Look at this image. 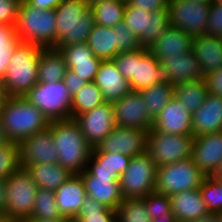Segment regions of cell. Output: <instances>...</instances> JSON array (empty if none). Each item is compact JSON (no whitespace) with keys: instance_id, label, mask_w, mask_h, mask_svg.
Here are the masks:
<instances>
[{"instance_id":"6da1fadb","label":"cell","mask_w":222,"mask_h":222,"mask_svg":"<svg viewBox=\"0 0 222 222\" xmlns=\"http://www.w3.org/2000/svg\"><path fill=\"white\" fill-rule=\"evenodd\" d=\"M58 164L72 174L82 173L90 158L92 147L85 140L74 119L50 121Z\"/></svg>"},{"instance_id":"7a4b0ae2","label":"cell","mask_w":222,"mask_h":222,"mask_svg":"<svg viewBox=\"0 0 222 222\" xmlns=\"http://www.w3.org/2000/svg\"><path fill=\"white\" fill-rule=\"evenodd\" d=\"M0 118L8 140L15 143L50 125L48 118L25 97H9L0 109Z\"/></svg>"},{"instance_id":"3957f363","label":"cell","mask_w":222,"mask_h":222,"mask_svg":"<svg viewBox=\"0 0 222 222\" xmlns=\"http://www.w3.org/2000/svg\"><path fill=\"white\" fill-rule=\"evenodd\" d=\"M56 12V46L87 43L95 25L87 0H63Z\"/></svg>"},{"instance_id":"277c9868","label":"cell","mask_w":222,"mask_h":222,"mask_svg":"<svg viewBox=\"0 0 222 222\" xmlns=\"http://www.w3.org/2000/svg\"><path fill=\"white\" fill-rule=\"evenodd\" d=\"M43 47L20 42L9 61L3 85L9 97H24L38 83V65Z\"/></svg>"},{"instance_id":"5b68a950","label":"cell","mask_w":222,"mask_h":222,"mask_svg":"<svg viewBox=\"0 0 222 222\" xmlns=\"http://www.w3.org/2000/svg\"><path fill=\"white\" fill-rule=\"evenodd\" d=\"M113 61L122 76L130 82L132 91L166 81L160 61L146 47L121 52Z\"/></svg>"},{"instance_id":"8992f818","label":"cell","mask_w":222,"mask_h":222,"mask_svg":"<svg viewBox=\"0 0 222 222\" xmlns=\"http://www.w3.org/2000/svg\"><path fill=\"white\" fill-rule=\"evenodd\" d=\"M15 32L21 42L33 43L43 48H55V9L40 10L29 5L25 0H21Z\"/></svg>"},{"instance_id":"52a82bcc","label":"cell","mask_w":222,"mask_h":222,"mask_svg":"<svg viewBox=\"0 0 222 222\" xmlns=\"http://www.w3.org/2000/svg\"><path fill=\"white\" fill-rule=\"evenodd\" d=\"M38 188L27 169L20 167L6 179L4 214L18 222L31 218Z\"/></svg>"},{"instance_id":"ba28073f","label":"cell","mask_w":222,"mask_h":222,"mask_svg":"<svg viewBox=\"0 0 222 222\" xmlns=\"http://www.w3.org/2000/svg\"><path fill=\"white\" fill-rule=\"evenodd\" d=\"M24 97L49 121L71 119L72 96L63 81L38 82Z\"/></svg>"},{"instance_id":"9c48e42d","label":"cell","mask_w":222,"mask_h":222,"mask_svg":"<svg viewBox=\"0 0 222 222\" xmlns=\"http://www.w3.org/2000/svg\"><path fill=\"white\" fill-rule=\"evenodd\" d=\"M206 175L195 165L192 158L159 166L155 192L171 196L178 192L200 188Z\"/></svg>"},{"instance_id":"30bf717a","label":"cell","mask_w":222,"mask_h":222,"mask_svg":"<svg viewBox=\"0 0 222 222\" xmlns=\"http://www.w3.org/2000/svg\"><path fill=\"white\" fill-rule=\"evenodd\" d=\"M157 168L147 151L133 156L119 180L123 198H144L154 192Z\"/></svg>"},{"instance_id":"8fae6325","label":"cell","mask_w":222,"mask_h":222,"mask_svg":"<svg viewBox=\"0 0 222 222\" xmlns=\"http://www.w3.org/2000/svg\"><path fill=\"white\" fill-rule=\"evenodd\" d=\"M193 135H173L153 128L147 134L146 151L157 167L191 157Z\"/></svg>"},{"instance_id":"7c38bea8","label":"cell","mask_w":222,"mask_h":222,"mask_svg":"<svg viewBox=\"0 0 222 222\" xmlns=\"http://www.w3.org/2000/svg\"><path fill=\"white\" fill-rule=\"evenodd\" d=\"M210 7L209 4L193 0H169V25L193 37L205 34Z\"/></svg>"},{"instance_id":"4fadbf2b","label":"cell","mask_w":222,"mask_h":222,"mask_svg":"<svg viewBox=\"0 0 222 222\" xmlns=\"http://www.w3.org/2000/svg\"><path fill=\"white\" fill-rule=\"evenodd\" d=\"M112 104L116 126L136 128L147 132L152 129L154 119L150 116L139 91H131Z\"/></svg>"},{"instance_id":"5bb4252c","label":"cell","mask_w":222,"mask_h":222,"mask_svg":"<svg viewBox=\"0 0 222 222\" xmlns=\"http://www.w3.org/2000/svg\"><path fill=\"white\" fill-rule=\"evenodd\" d=\"M74 120L92 148L96 147L116 127L113 104L109 102L76 116Z\"/></svg>"},{"instance_id":"9a60e30c","label":"cell","mask_w":222,"mask_h":222,"mask_svg":"<svg viewBox=\"0 0 222 222\" xmlns=\"http://www.w3.org/2000/svg\"><path fill=\"white\" fill-rule=\"evenodd\" d=\"M147 134L146 130L116 126L95 148L133 157L146 151Z\"/></svg>"},{"instance_id":"2e32d148","label":"cell","mask_w":222,"mask_h":222,"mask_svg":"<svg viewBox=\"0 0 222 222\" xmlns=\"http://www.w3.org/2000/svg\"><path fill=\"white\" fill-rule=\"evenodd\" d=\"M20 165L26 169L29 165L40 163H58V153L54 147L51 126L35 133L19 143Z\"/></svg>"},{"instance_id":"e0dca14e","label":"cell","mask_w":222,"mask_h":222,"mask_svg":"<svg viewBox=\"0 0 222 222\" xmlns=\"http://www.w3.org/2000/svg\"><path fill=\"white\" fill-rule=\"evenodd\" d=\"M191 158L206 176H212L222 162V131L194 138Z\"/></svg>"},{"instance_id":"ac0fdd59","label":"cell","mask_w":222,"mask_h":222,"mask_svg":"<svg viewBox=\"0 0 222 222\" xmlns=\"http://www.w3.org/2000/svg\"><path fill=\"white\" fill-rule=\"evenodd\" d=\"M152 128L173 135H192V115L173 97L156 116Z\"/></svg>"},{"instance_id":"d6986e66","label":"cell","mask_w":222,"mask_h":222,"mask_svg":"<svg viewBox=\"0 0 222 222\" xmlns=\"http://www.w3.org/2000/svg\"><path fill=\"white\" fill-rule=\"evenodd\" d=\"M63 54L67 69L87 82H93L99 70L101 59L97 58L87 43L56 46Z\"/></svg>"},{"instance_id":"ffe728a7","label":"cell","mask_w":222,"mask_h":222,"mask_svg":"<svg viewBox=\"0 0 222 222\" xmlns=\"http://www.w3.org/2000/svg\"><path fill=\"white\" fill-rule=\"evenodd\" d=\"M83 180L87 197L104 203L107 207L117 209L124 200L121 193L120 177H95L86 169L79 174Z\"/></svg>"},{"instance_id":"44dd1931","label":"cell","mask_w":222,"mask_h":222,"mask_svg":"<svg viewBox=\"0 0 222 222\" xmlns=\"http://www.w3.org/2000/svg\"><path fill=\"white\" fill-rule=\"evenodd\" d=\"M161 67L166 81L172 85L205 77L199 61L192 50L178 56L165 58L161 62Z\"/></svg>"},{"instance_id":"7402d4cb","label":"cell","mask_w":222,"mask_h":222,"mask_svg":"<svg viewBox=\"0 0 222 222\" xmlns=\"http://www.w3.org/2000/svg\"><path fill=\"white\" fill-rule=\"evenodd\" d=\"M93 82L100 88L105 102L109 103L132 91L130 82L122 76L113 60L101 62Z\"/></svg>"},{"instance_id":"603a6c76","label":"cell","mask_w":222,"mask_h":222,"mask_svg":"<svg viewBox=\"0 0 222 222\" xmlns=\"http://www.w3.org/2000/svg\"><path fill=\"white\" fill-rule=\"evenodd\" d=\"M222 131V97L207 94L203 104L192 115L194 137Z\"/></svg>"},{"instance_id":"cb8c5ba5","label":"cell","mask_w":222,"mask_h":222,"mask_svg":"<svg viewBox=\"0 0 222 222\" xmlns=\"http://www.w3.org/2000/svg\"><path fill=\"white\" fill-rule=\"evenodd\" d=\"M54 194L61 215L72 220L77 217L87 198V192L79 174H73Z\"/></svg>"},{"instance_id":"d4e9b609","label":"cell","mask_w":222,"mask_h":222,"mask_svg":"<svg viewBox=\"0 0 222 222\" xmlns=\"http://www.w3.org/2000/svg\"><path fill=\"white\" fill-rule=\"evenodd\" d=\"M193 36L180 28L168 26L164 33L148 48L160 61L192 50Z\"/></svg>"},{"instance_id":"484cf974","label":"cell","mask_w":222,"mask_h":222,"mask_svg":"<svg viewBox=\"0 0 222 222\" xmlns=\"http://www.w3.org/2000/svg\"><path fill=\"white\" fill-rule=\"evenodd\" d=\"M170 200L177 221L192 222L210 214L199 188L175 193Z\"/></svg>"},{"instance_id":"4316f807","label":"cell","mask_w":222,"mask_h":222,"mask_svg":"<svg viewBox=\"0 0 222 222\" xmlns=\"http://www.w3.org/2000/svg\"><path fill=\"white\" fill-rule=\"evenodd\" d=\"M194 52L204 75L222 67V37L201 34L193 37Z\"/></svg>"},{"instance_id":"83f0119b","label":"cell","mask_w":222,"mask_h":222,"mask_svg":"<svg viewBox=\"0 0 222 222\" xmlns=\"http://www.w3.org/2000/svg\"><path fill=\"white\" fill-rule=\"evenodd\" d=\"M26 169L39 188L48 189L53 192L73 175L58 163L33 164L29 165Z\"/></svg>"},{"instance_id":"f1b7e54d","label":"cell","mask_w":222,"mask_h":222,"mask_svg":"<svg viewBox=\"0 0 222 222\" xmlns=\"http://www.w3.org/2000/svg\"><path fill=\"white\" fill-rule=\"evenodd\" d=\"M67 71L65 58L59 49L43 48L38 65V82L62 81Z\"/></svg>"},{"instance_id":"f546056e","label":"cell","mask_w":222,"mask_h":222,"mask_svg":"<svg viewBox=\"0 0 222 222\" xmlns=\"http://www.w3.org/2000/svg\"><path fill=\"white\" fill-rule=\"evenodd\" d=\"M87 45L93 54L102 61L113 60L120 53L117 50V38L114 29L98 24L93 26Z\"/></svg>"},{"instance_id":"4dcf8cb0","label":"cell","mask_w":222,"mask_h":222,"mask_svg":"<svg viewBox=\"0 0 222 222\" xmlns=\"http://www.w3.org/2000/svg\"><path fill=\"white\" fill-rule=\"evenodd\" d=\"M208 94L204 78L175 85V98L182 102L191 115L203 104Z\"/></svg>"},{"instance_id":"1f68e13d","label":"cell","mask_w":222,"mask_h":222,"mask_svg":"<svg viewBox=\"0 0 222 222\" xmlns=\"http://www.w3.org/2000/svg\"><path fill=\"white\" fill-rule=\"evenodd\" d=\"M150 116L155 119L167 103L175 96V85L165 81L139 91Z\"/></svg>"},{"instance_id":"d6a6232c","label":"cell","mask_w":222,"mask_h":222,"mask_svg":"<svg viewBox=\"0 0 222 222\" xmlns=\"http://www.w3.org/2000/svg\"><path fill=\"white\" fill-rule=\"evenodd\" d=\"M126 0H105L94 3L90 9L94 13L95 24L114 28L123 21Z\"/></svg>"},{"instance_id":"836d02e7","label":"cell","mask_w":222,"mask_h":222,"mask_svg":"<svg viewBox=\"0 0 222 222\" xmlns=\"http://www.w3.org/2000/svg\"><path fill=\"white\" fill-rule=\"evenodd\" d=\"M103 103L105 100L100 88L94 82H87L72 98L71 119L91 111Z\"/></svg>"},{"instance_id":"e575fe53","label":"cell","mask_w":222,"mask_h":222,"mask_svg":"<svg viewBox=\"0 0 222 222\" xmlns=\"http://www.w3.org/2000/svg\"><path fill=\"white\" fill-rule=\"evenodd\" d=\"M116 210L87 197L73 222H111Z\"/></svg>"},{"instance_id":"d590c367","label":"cell","mask_w":222,"mask_h":222,"mask_svg":"<svg viewBox=\"0 0 222 222\" xmlns=\"http://www.w3.org/2000/svg\"><path fill=\"white\" fill-rule=\"evenodd\" d=\"M63 218L57 207L54 192L38 188L35 205L29 219L56 220Z\"/></svg>"},{"instance_id":"8d00e7d4","label":"cell","mask_w":222,"mask_h":222,"mask_svg":"<svg viewBox=\"0 0 222 222\" xmlns=\"http://www.w3.org/2000/svg\"><path fill=\"white\" fill-rule=\"evenodd\" d=\"M116 217L120 222H151L144 198L124 199L116 209Z\"/></svg>"},{"instance_id":"74e56055","label":"cell","mask_w":222,"mask_h":222,"mask_svg":"<svg viewBox=\"0 0 222 222\" xmlns=\"http://www.w3.org/2000/svg\"><path fill=\"white\" fill-rule=\"evenodd\" d=\"M20 42L16 36L15 26L0 24V81L3 80L12 53Z\"/></svg>"},{"instance_id":"f35d334b","label":"cell","mask_w":222,"mask_h":222,"mask_svg":"<svg viewBox=\"0 0 222 222\" xmlns=\"http://www.w3.org/2000/svg\"><path fill=\"white\" fill-rule=\"evenodd\" d=\"M168 26V8L151 12L147 18L146 36L139 42V45L149 48L164 33Z\"/></svg>"},{"instance_id":"ab89813d","label":"cell","mask_w":222,"mask_h":222,"mask_svg":"<svg viewBox=\"0 0 222 222\" xmlns=\"http://www.w3.org/2000/svg\"><path fill=\"white\" fill-rule=\"evenodd\" d=\"M199 190L209 213L222 212V183L212 176H205Z\"/></svg>"},{"instance_id":"60d3db41","label":"cell","mask_w":222,"mask_h":222,"mask_svg":"<svg viewBox=\"0 0 222 222\" xmlns=\"http://www.w3.org/2000/svg\"><path fill=\"white\" fill-rule=\"evenodd\" d=\"M132 157L117 152H99L95 147L92 148L90 159L98 167H108L116 171L120 176L129 166Z\"/></svg>"},{"instance_id":"b9f144b4","label":"cell","mask_w":222,"mask_h":222,"mask_svg":"<svg viewBox=\"0 0 222 222\" xmlns=\"http://www.w3.org/2000/svg\"><path fill=\"white\" fill-rule=\"evenodd\" d=\"M20 167L19 143L0 145V179L6 180Z\"/></svg>"},{"instance_id":"7bdbcfd3","label":"cell","mask_w":222,"mask_h":222,"mask_svg":"<svg viewBox=\"0 0 222 222\" xmlns=\"http://www.w3.org/2000/svg\"><path fill=\"white\" fill-rule=\"evenodd\" d=\"M149 16V12L126 3L123 22L126 28L137 37L138 42L146 36V24Z\"/></svg>"},{"instance_id":"ee69618b","label":"cell","mask_w":222,"mask_h":222,"mask_svg":"<svg viewBox=\"0 0 222 222\" xmlns=\"http://www.w3.org/2000/svg\"><path fill=\"white\" fill-rule=\"evenodd\" d=\"M145 207L151 219L167 217L171 212L170 196L159 192L149 193L144 197Z\"/></svg>"},{"instance_id":"f6af8a7d","label":"cell","mask_w":222,"mask_h":222,"mask_svg":"<svg viewBox=\"0 0 222 222\" xmlns=\"http://www.w3.org/2000/svg\"><path fill=\"white\" fill-rule=\"evenodd\" d=\"M114 33L117 38V50L121 52L132 51L140 48L137 37L126 28L125 23L122 21L114 28Z\"/></svg>"},{"instance_id":"bcb514c9","label":"cell","mask_w":222,"mask_h":222,"mask_svg":"<svg viewBox=\"0 0 222 222\" xmlns=\"http://www.w3.org/2000/svg\"><path fill=\"white\" fill-rule=\"evenodd\" d=\"M206 34L213 37H222V4H211Z\"/></svg>"},{"instance_id":"7dc6e473","label":"cell","mask_w":222,"mask_h":222,"mask_svg":"<svg viewBox=\"0 0 222 222\" xmlns=\"http://www.w3.org/2000/svg\"><path fill=\"white\" fill-rule=\"evenodd\" d=\"M21 0H0V24L15 26Z\"/></svg>"},{"instance_id":"c3c4849f","label":"cell","mask_w":222,"mask_h":222,"mask_svg":"<svg viewBox=\"0 0 222 222\" xmlns=\"http://www.w3.org/2000/svg\"><path fill=\"white\" fill-rule=\"evenodd\" d=\"M126 3L151 13L159 9H167L169 0H126Z\"/></svg>"},{"instance_id":"681fc988","label":"cell","mask_w":222,"mask_h":222,"mask_svg":"<svg viewBox=\"0 0 222 222\" xmlns=\"http://www.w3.org/2000/svg\"><path fill=\"white\" fill-rule=\"evenodd\" d=\"M209 94L222 97V67L204 77Z\"/></svg>"},{"instance_id":"f907efd6","label":"cell","mask_w":222,"mask_h":222,"mask_svg":"<svg viewBox=\"0 0 222 222\" xmlns=\"http://www.w3.org/2000/svg\"><path fill=\"white\" fill-rule=\"evenodd\" d=\"M62 81L69 89L72 97L75 96L77 92L87 84V81L83 80L70 69H67Z\"/></svg>"},{"instance_id":"816d5d0a","label":"cell","mask_w":222,"mask_h":222,"mask_svg":"<svg viewBox=\"0 0 222 222\" xmlns=\"http://www.w3.org/2000/svg\"><path fill=\"white\" fill-rule=\"evenodd\" d=\"M85 169L95 177L98 176L120 177V175L116 171H113L111 168L98 167L90 158L87 161Z\"/></svg>"},{"instance_id":"f5cc1de1","label":"cell","mask_w":222,"mask_h":222,"mask_svg":"<svg viewBox=\"0 0 222 222\" xmlns=\"http://www.w3.org/2000/svg\"><path fill=\"white\" fill-rule=\"evenodd\" d=\"M29 5L42 10L56 9L63 0H25Z\"/></svg>"},{"instance_id":"db71d44e","label":"cell","mask_w":222,"mask_h":222,"mask_svg":"<svg viewBox=\"0 0 222 222\" xmlns=\"http://www.w3.org/2000/svg\"><path fill=\"white\" fill-rule=\"evenodd\" d=\"M6 180L0 179V214H4Z\"/></svg>"},{"instance_id":"11a10c76","label":"cell","mask_w":222,"mask_h":222,"mask_svg":"<svg viewBox=\"0 0 222 222\" xmlns=\"http://www.w3.org/2000/svg\"><path fill=\"white\" fill-rule=\"evenodd\" d=\"M151 222H177L176 216L171 212L167 217H155Z\"/></svg>"},{"instance_id":"9f6ffc18","label":"cell","mask_w":222,"mask_h":222,"mask_svg":"<svg viewBox=\"0 0 222 222\" xmlns=\"http://www.w3.org/2000/svg\"><path fill=\"white\" fill-rule=\"evenodd\" d=\"M192 222H221L218 214H209L208 216L202 217Z\"/></svg>"},{"instance_id":"6f0895ef","label":"cell","mask_w":222,"mask_h":222,"mask_svg":"<svg viewBox=\"0 0 222 222\" xmlns=\"http://www.w3.org/2000/svg\"><path fill=\"white\" fill-rule=\"evenodd\" d=\"M9 98V95L7 94L5 90V86L3 85V82L0 81V109L4 105V103L7 101Z\"/></svg>"},{"instance_id":"680465c9","label":"cell","mask_w":222,"mask_h":222,"mask_svg":"<svg viewBox=\"0 0 222 222\" xmlns=\"http://www.w3.org/2000/svg\"><path fill=\"white\" fill-rule=\"evenodd\" d=\"M23 222H73V220L64 217L63 219H56V220L26 219Z\"/></svg>"},{"instance_id":"91938a15","label":"cell","mask_w":222,"mask_h":222,"mask_svg":"<svg viewBox=\"0 0 222 222\" xmlns=\"http://www.w3.org/2000/svg\"><path fill=\"white\" fill-rule=\"evenodd\" d=\"M8 142H9V140L6 136V133H5L4 127L2 125L1 118H0V145L7 144Z\"/></svg>"},{"instance_id":"94428289","label":"cell","mask_w":222,"mask_h":222,"mask_svg":"<svg viewBox=\"0 0 222 222\" xmlns=\"http://www.w3.org/2000/svg\"><path fill=\"white\" fill-rule=\"evenodd\" d=\"M212 177L222 183V162L219 165L218 169L213 173Z\"/></svg>"},{"instance_id":"6125c7cd","label":"cell","mask_w":222,"mask_h":222,"mask_svg":"<svg viewBox=\"0 0 222 222\" xmlns=\"http://www.w3.org/2000/svg\"><path fill=\"white\" fill-rule=\"evenodd\" d=\"M0 222H18V221L5 214H0Z\"/></svg>"},{"instance_id":"be15d7a7","label":"cell","mask_w":222,"mask_h":222,"mask_svg":"<svg viewBox=\"0 0 222 222\" xmlns=\"http://www.w3.org/2000/svg\"><path fill=\"white\" fill-rule=\"evenodd\" d=\"M195 2L204 3L211 5L213 3V0H193Z\"/></svg>"},{"instance_id":"e7e4bbea","label":"cell","mask_w":222,"mask_h":222,"mask_svg":"<svg viewBox=\"0 0 222 222\" xmlns=\"http://www.w3.org/2000/svg\"><path fill=\"white\" fill-rule=\"evenodd\" d=\"M100 1H105V0H87L89 7H90L92 4L97 3V2H100Z\"/></svg>"},{"instance_id":"03108f58","label":"cell","mask_w":222,"mask_h":222,"mask_svg":"<svg viewBox=\"0 0 222 222\" xmlns=\"http://www.w3.org/2000/svg\"><path fill=\"white\" fill-rule=\"evenodd\" d=\"M213 3L222 4V0H213Z\"/></svg>"},{"instance_id":"003e7915","label":"cell","mask_w":222,"mask_h":222,"mask_svg":"<svg viewBox=\"0 0 222 222\" xmlns=\"http://www.w3.org/2000/svg\"><path fill=\"white\" fill-rule=\"evenodd\" d=\"M111 222H120V220L115 216Z\"/></svg>"}]
</instances>
